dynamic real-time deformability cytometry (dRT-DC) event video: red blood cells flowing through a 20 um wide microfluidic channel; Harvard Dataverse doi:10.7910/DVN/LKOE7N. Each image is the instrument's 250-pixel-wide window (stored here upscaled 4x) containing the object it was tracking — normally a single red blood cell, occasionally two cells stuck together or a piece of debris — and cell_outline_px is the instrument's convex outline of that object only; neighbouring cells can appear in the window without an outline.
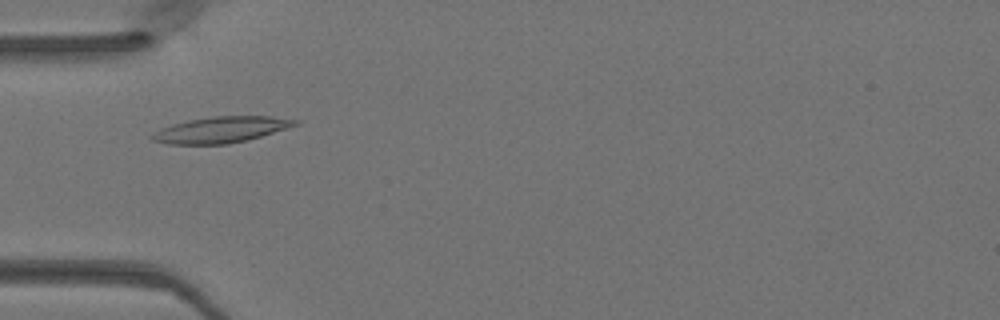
{"species": "Egyptian fruit bat (a non-hibernating species)", "species_latin": "Rousettus aegyptiacus", "temperature_condition": "warm", "stored_images_in_passage": 46, "camera_frame_rate_fps": 3000, "um_per_image_px": 0.085, "animal": {"sex": "female"}, "frame": {"image": 1, "passage_image": 13, "time_ms": 4.0, "image_size_px": [1000, 320], "cell_outline_px": [[300, 124], [260, 136], [228, 144], [168, 144], [152, 140], [148, 136], [152, 132], [160, 128], [172, 124], [188, 120], [212, 116], [272, 116], [300, 120]], "centroid_in_image_um": [18.75, 11.02], "position_along_channel_um": 66.3, "area_um2": 21.73}}
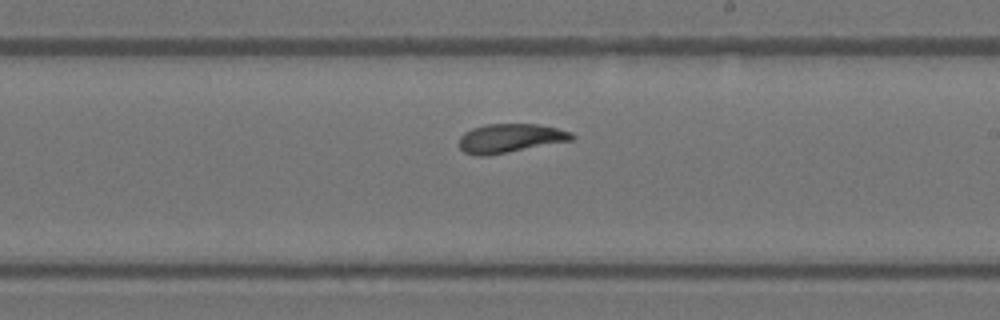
{"frame": {"image": 2, "passage_image": 26, "time_ms": 8.333, "image_size_px": [1000, 320], "cell_outline_px": [[576, 136], [572, 140], [488, 156], [476, 156], [464, 152], [460, 148], [460, 136], [464, 132], [472, 128], [488, 124], [536, 124], [556, 128], [572, 132]], "centroid_in_image_um": [43.35, 11.75], "position_along_channel_um": 245.6, "area_um2": 18.96}}
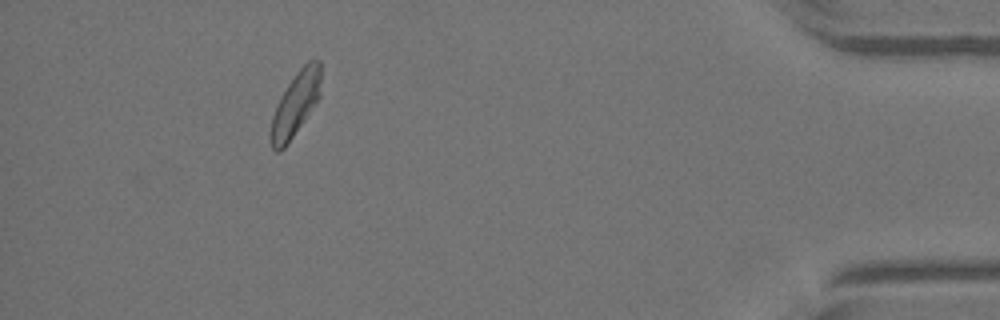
{"frame": {"image": 3, "passage_image": 42, "time_ms": 13.667, "image_size_px": [1000, 320], "cell_outline_px": [[320, 96], [284, 148], [280, 152], [276, 152], [272, 148], [268, 136], [272, 116], [276, 104], [280, 96], [296, 72], [308, 60], [320, 60]], "centroid_in_image_um": [25.07, 8.87], "position_along_channel_um": 410.1, "area_um2": 18.55}}